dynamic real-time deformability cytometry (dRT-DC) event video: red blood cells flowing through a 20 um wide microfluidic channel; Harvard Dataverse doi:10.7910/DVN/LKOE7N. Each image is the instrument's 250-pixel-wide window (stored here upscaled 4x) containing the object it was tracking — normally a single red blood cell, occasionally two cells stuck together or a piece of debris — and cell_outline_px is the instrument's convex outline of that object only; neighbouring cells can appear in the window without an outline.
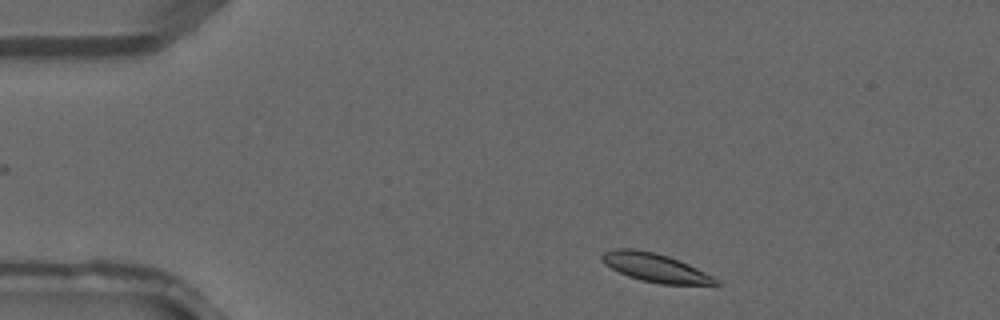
{"species": "common noctule bat (a hibernating species)", "species_latin": "Nyctalus noctula", "temperature_condition": "warm", "stored_images_in_passage": 2, "camera_frame_rate_fps": 3000, "um_per_image_px": 0.085, "animal": {"sex": "male", "forearm_length_mm": 52.5}, "frame": {"image": 1, "passage_image": 1, "time_ms": 0.0, "image_size_px": [1000, 320], "cell_outline_px": [[720, 284], [716, 288], [660, 284], [640, 280], [628, 276], [604, 264], [600, 260], [600, 256], [604, 252], [616, 248], [632, 248], [656, 252], [668, 256], [688, 264], [720, 280]], "centroid_in_image_um": [55.81, 22.8], "position_along_channel_um": 29.2, "area_um2": 19.71}}